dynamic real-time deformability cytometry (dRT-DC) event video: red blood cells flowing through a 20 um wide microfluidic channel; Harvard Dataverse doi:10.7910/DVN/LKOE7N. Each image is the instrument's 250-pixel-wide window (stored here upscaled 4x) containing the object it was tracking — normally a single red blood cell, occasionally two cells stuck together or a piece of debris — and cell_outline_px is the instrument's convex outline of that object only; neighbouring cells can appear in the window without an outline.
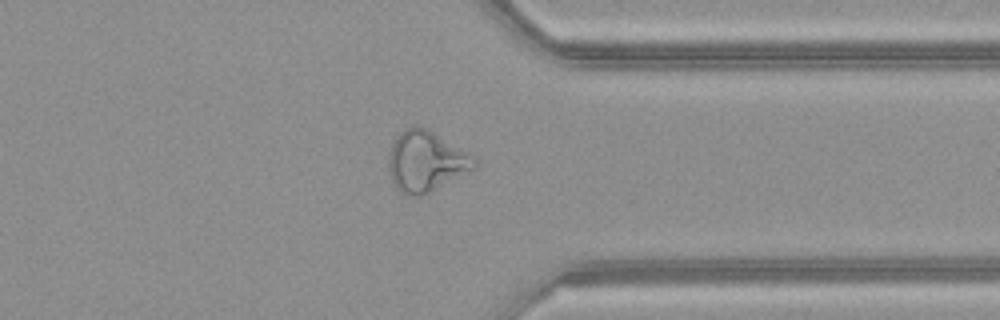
{"species": "common noctule bat (a hibernating species)", "species_latin": "Nyctalus noctula", "temperature_condition": "warm", "stored_images_in_passage": 30, "camera_frame_rate_fps": 3000, "um_per_image_px": 0.085, "animal": {"sex": "female", "body_mass_g": 21.9}, "frame": {"image": 1, "passage_image": 26, "time_ms": 8.333, "image_size_px": [1000, 320], "cell_outline_px": [[480, 164], [476, 168], [420, 196], [408, 196], [400, 192], [396, 188], [392, 180], [388, 164], [388, 156], [392, 144], [400, 132], [404, 128], [416, 124], [420, 124], [428, 128], [468, 152], [480, 160]], "centroid_in_image_um": [36.22, 13.68], "position_along_channel_um": 375.2, "area_um2": 30.58}, "authors_computed_cell_mechanics": {"area_um2": 24.4205, "velocity_mm_per_s": 4.1463, "shape_relaxation_time_tau1_ms": null, "shape_relaxation_time_tau2_ms": 2.2148, "deformation_change_tau1": null, "deformation_change_tau2": 0.1373}}